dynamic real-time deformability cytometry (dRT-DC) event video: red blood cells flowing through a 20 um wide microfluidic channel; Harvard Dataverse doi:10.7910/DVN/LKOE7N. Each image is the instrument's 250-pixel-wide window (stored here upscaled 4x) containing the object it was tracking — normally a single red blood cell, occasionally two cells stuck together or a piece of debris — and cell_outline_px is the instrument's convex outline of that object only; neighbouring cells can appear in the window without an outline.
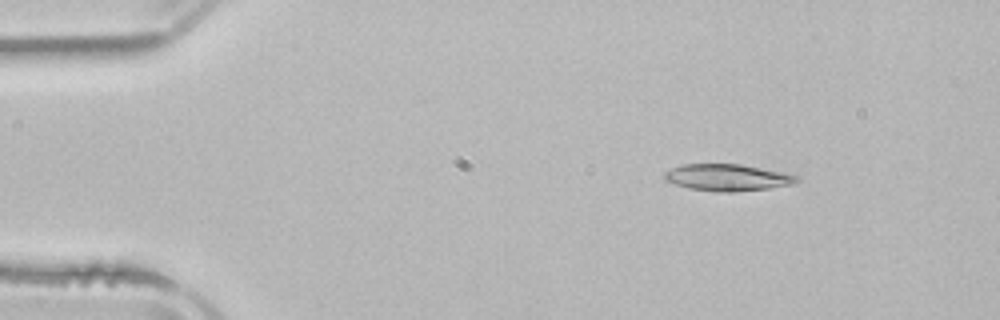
{"species": "common noctule bat (a hibernating species)", "species_latin": "Nyctalus noctula", "temperature_condition": "room temperature", "stored_images_in_passage": 3, "camera_frame_rate_fps": 3000, "um_per_image_px": 0.085, "animal": {"sex": "male", "body_mass_g": 21.5, "forearm_length_mm": 52.0}, "frame": {"image": 1, "passage_image": 1, "time_ms": 0.0, "image_size_px": [1000, 320], "cell_outline_px": [[800, 180], [796, 184], [768, 188], [736, 192], [720, 192], [688, 188], [664, 180], [664, 172], [680, 164], [740, 164], [800, 176]], "centroid_in_image_um": [61.84, 15.09], "position_along_channel_um": 23.2, "area_um2": 20.63}}